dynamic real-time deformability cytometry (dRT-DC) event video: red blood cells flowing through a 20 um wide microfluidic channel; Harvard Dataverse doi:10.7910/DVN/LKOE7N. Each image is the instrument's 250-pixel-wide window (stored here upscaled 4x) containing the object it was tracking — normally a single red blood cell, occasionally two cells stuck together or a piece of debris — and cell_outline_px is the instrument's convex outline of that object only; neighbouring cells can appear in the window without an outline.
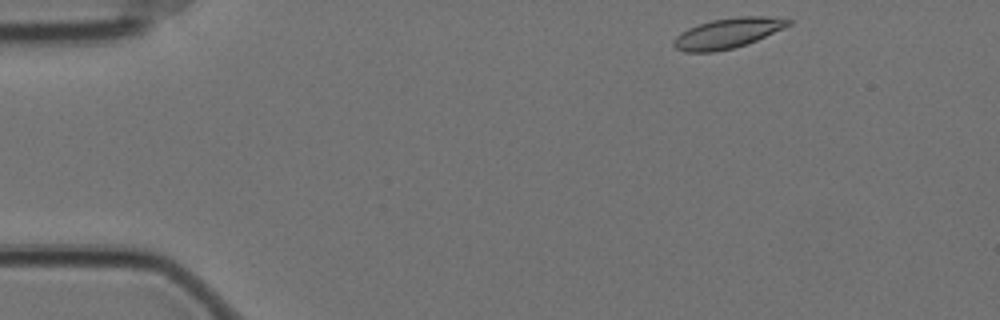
{"species": "Egyptian fruit bat (a non-hibernating species)", "species_latin": "Rousettus aegyptiacus", "temperature_condition": "cold", "stored_images_in_passage": 24, "camera_frame_rate_fps": 3000, "um_per_image_px": 0.085, "animal": {"sex": "female"}, "frame": {"image": 1, "passage_image": 1, "time_ms": 0.0, "image_size_px": [1000, 320], "cell_outline_px": [[792, 24], [756, 40], [732, 48], [716, 52], [684, 52], [676, 48], [672, 44], [672, 40], [680, 32], [688, 28], [712, 20], [736, 16], [764, 16], [792, 20]], "centroid_in_image_um": [61.8, 2.82], "position_along_channel_um": 23.2, "area_um2": 20.0}}
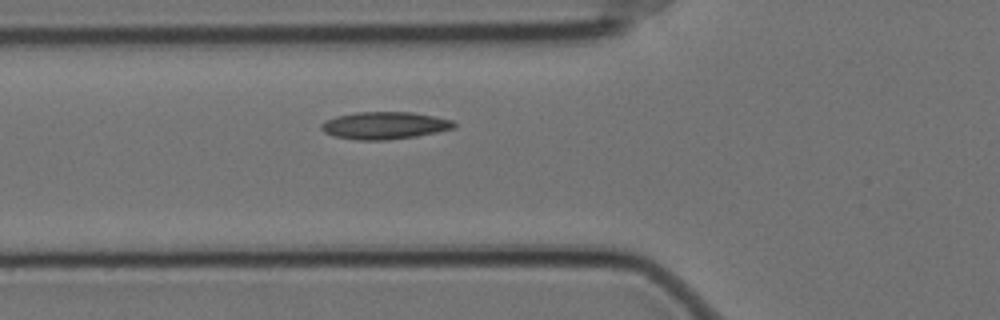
{"frame": {"image": 2, "passage_image": 14, "time_ms": 4.333, "image_size_px": [1000, 320], "cell_outline_px": [[456, 128], [416, 136], [388, 140], [356, 140], [332, 136], [324, 132], [320, 128], [320, 124], [324, 120], [336, 116], [356, 112], [412, 112], [436, 116], [452, 120], [456, 124]], "centroid_in_image_um": [32.67, 10.66], "position_along_channel_um": 93.1, "area_um2": 21.39}}
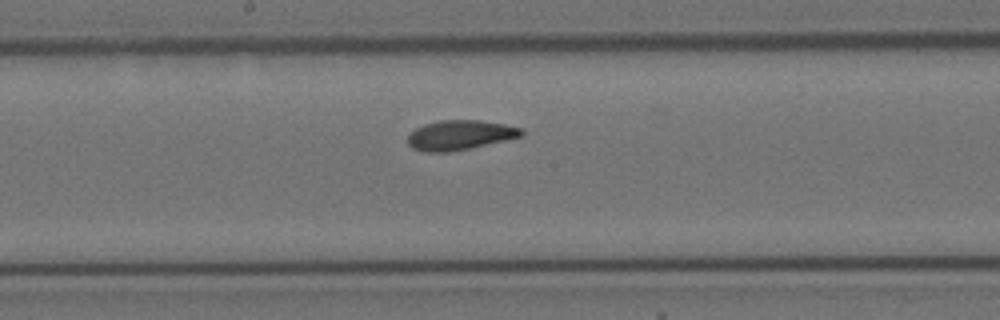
{"frame": {"image": 3, "passage_image": 24, "time_ms": 7.667, "image_size_px": [1000, 320], "cell_outline_px": [[524, 136], [468, 148], [448, 152], [424, 152], [412, 148], [408, 144], [408, 136], [416, 128], [424, 124], [440, 120], [480, 120], [504, 124], [520, 128], [524, 132]], "centroid_in_image_um": [39.08, 11.48], "position_along_channel_um": 209.1, "area_um2": 19.54}}